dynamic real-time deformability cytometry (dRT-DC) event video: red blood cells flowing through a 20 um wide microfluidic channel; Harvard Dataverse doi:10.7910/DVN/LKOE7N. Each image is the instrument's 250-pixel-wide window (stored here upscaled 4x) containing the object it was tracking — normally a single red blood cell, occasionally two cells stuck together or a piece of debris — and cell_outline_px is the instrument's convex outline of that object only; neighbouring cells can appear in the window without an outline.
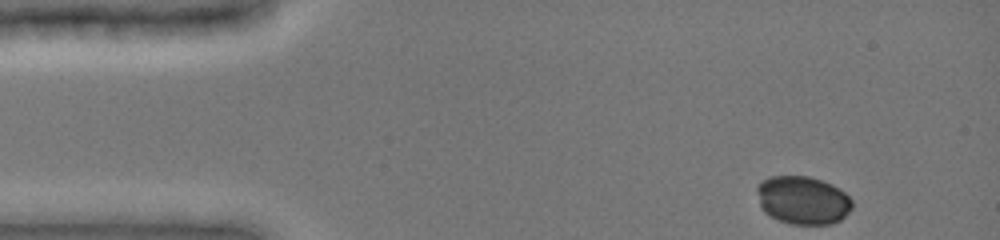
{"species": "common noctule bat (a hibernating species)", "species_latin": "Nyctalus noctula", "temperature_condition": "cold", "stored_images_in_passage": 23, "camera_frame_rate_fps": 3000, "um_per_image_px": 0.085, "animal": {"sex": "female", "body_mass_g": 19.0, "forearm_length_mm": 51.5}, "frame": {"image": 1, "passage_image": 1, "time_ms": 0.0, "image_size_px": [1000, 240], "cell_outline_px": [[852, 208], [840, 220], [832, 224], [788, 224], [764, 212], [760, 208], [756, 188], [768, 176], [808, 176], [832, 184], [844, 192], [852, 200]], "centroid_in_image_um": [68.23, 17.02], "position_along_channel_um": 16.8, "area_um2": 26.7}}
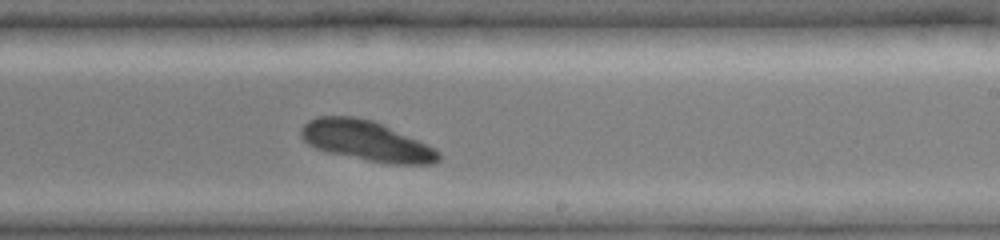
{"frame": {"image": 2, "passage_image": 14, "time_ms": 4.333, "image_size_px": [1000, 240], "cell_outline_px": [[440, 160], [432, 164], [392, 164], [368, 160], [328, 152], [316, 148], [308, 144], [300, 136], [300, 128], [308, 120], [316, 116], [352, 116], [372, 120], [428, 144], [436, 148], [440, 152]], "centroid_in_image_um": [31.14, 11.97], "position_along_channel_um": 257.9, "area_um2": 32.08}}
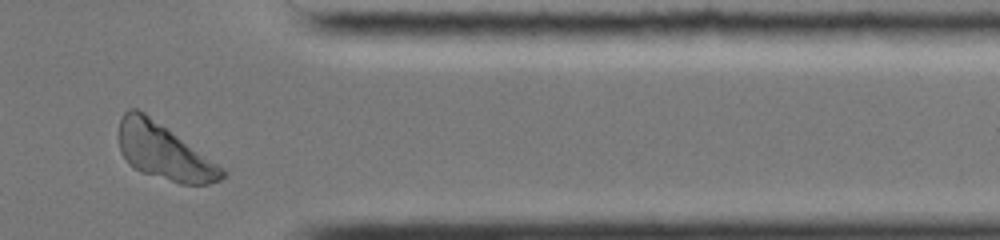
{"frame": {"image": 3, "passage_image": 23, "time_ms": 7.333, "image_size_px": [1000, 240], "cell_outline_px": [[228, 176], [220, 180], [208, 184], [180, 184], [140, 172], [132, 168], [128, 164], [120, 152], [120, 120], [124, 112], [128, 108], [136, 108], [144, 112], [168, 128], [224, 168], [228, 172]], "centroid_in_image_um": [13.95, 12.92], "position_along_channel_um": 397.5, "area_um2": 33.76}}